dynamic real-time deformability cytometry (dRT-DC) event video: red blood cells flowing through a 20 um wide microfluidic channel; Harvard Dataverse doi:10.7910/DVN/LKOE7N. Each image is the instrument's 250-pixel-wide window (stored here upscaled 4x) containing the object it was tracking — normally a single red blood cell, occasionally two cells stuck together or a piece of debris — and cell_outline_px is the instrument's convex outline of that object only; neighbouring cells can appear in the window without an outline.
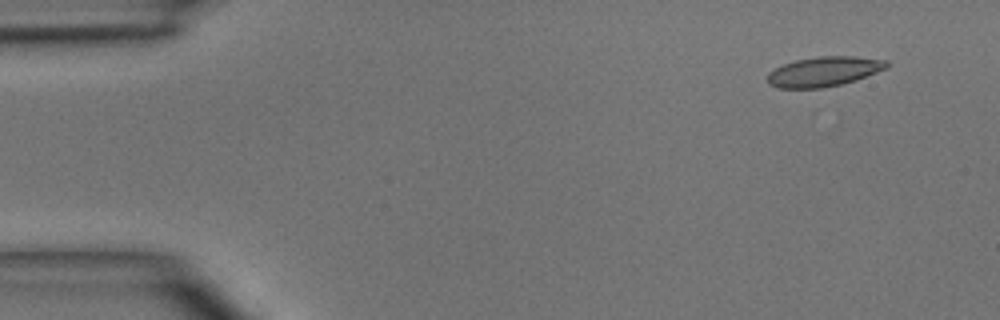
{"species": "common noctule bat (a hibernating species)", "species_latin": "Nyctalus noctula", "temperature_condition": "room temperature", "stored_images_in_passage": 4, "segment_of_instrument_passage": [1, 2], "camera_frame_rate_fps": 3000, "um_per_image_px": 0.085, "animal": {"sex": "male", "body_mass_g": 15.6}, "frame": {"image": 1, "passage_image": 1, "time_ms": 0.0, "image_size_px": [1000, 320], "cell_outline_px": [[888, 68], [856, 80], [840, 84], [820, 88], [780, 88], [768, 84], [768, 72], [784, 64], [796, 60], [820, 56], [852, 56], [888, 60]], "centroid_in_image_um": [70.05, 6.08], "position_along_channel_um": 14.9, "area_um2": 20.58}}